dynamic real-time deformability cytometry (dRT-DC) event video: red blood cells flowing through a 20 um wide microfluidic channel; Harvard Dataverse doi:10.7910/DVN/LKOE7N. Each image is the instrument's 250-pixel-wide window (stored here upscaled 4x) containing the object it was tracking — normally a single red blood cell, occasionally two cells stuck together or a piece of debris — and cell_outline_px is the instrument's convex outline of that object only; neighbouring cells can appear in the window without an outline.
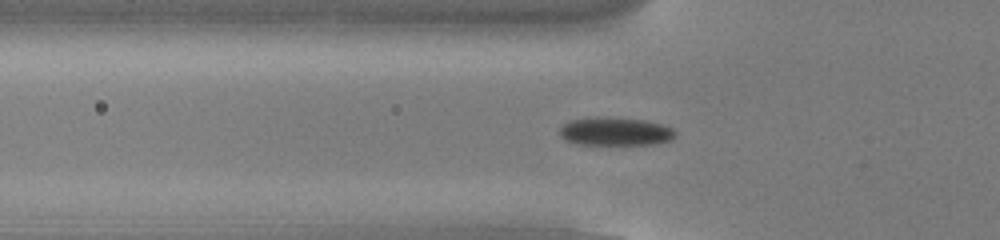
{"species": "common noctule bat (a hibernating species)", "species_latin": "Nyctalus noctula", "temperature_condition": "cold", "stored_images_in_passage": 55, "camera_frame_rate_fps": 3000, "um_per_image_px": 0.085, "animal": {"sex": "male", "body_mass_g": 13.0, "forearm_length_mm": 53.1}, "frame": {"image": 1, "passage_image": 19, "time_ms": 6.0, "image_size_px": [1000, 240], "cell_outline_px": [[676, 136], [668, 140], [656, 144], [576, 144], [564, 140], [560, 136], [560, 128], [564, 124], [572, 120], [644, 120], [660, 124], [672, 128], [676, 132]], "centroid_in_image_um": [52.33, 11.24], "position_along_channel_um": 73.5, "area_um2": 17.92}}
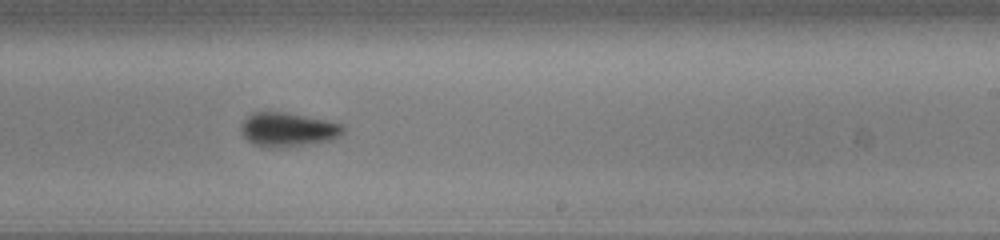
{"frame": {"image": 2, "passage_image": 34, "time_ms": 11.0, "image_size_px": [1000, 240], "cell_outline_px": [[344, 132], [340, 136], [332, 140], [280, 148], [272, 148], [252, 144], [240, 132], [240, 124], [252, 112], [284, 112], [324, 120], [340, 124], [344, 128]], "centroid_in_image_um": [24.43, 11.02], "position_along_channel_um": 264.6, "area_um2": 20.17}}
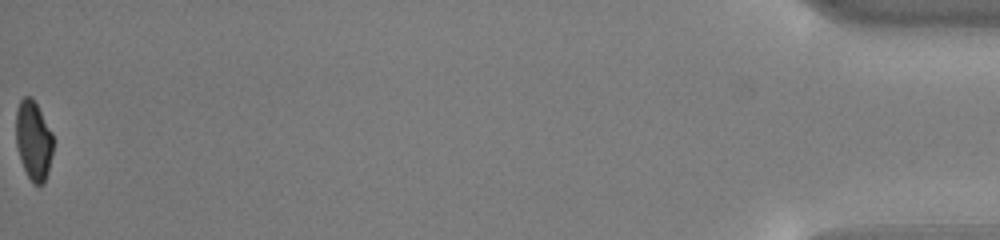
{"frame": {"image": 3, "passage_image": 55, "time_ms": 18.0, "image_size_px": [1000, 240], "cell_outline_px": [[52, 152], [48, 172], [44, 184], [32, 184], [20, 160], [16, 144], [16, 108], [20, 100], [24, 96], [32, 96], [52, 132]], "centroid_in_image_um": [2.83, 11.92], "position_along_channel_um": 432.4, "area_um2": 17.22}, "authors_computed_cell_mechanics": {"area_um2": 19.0162, "velocity_mm_per_s": 3.8223, "shape_relaxation_time_tau1_ms": 2.0674, "shape_relaxation_time_tau2_ms": null, "deformation_change_tau1": 0.0842, "deformation_change_tau2": null}}